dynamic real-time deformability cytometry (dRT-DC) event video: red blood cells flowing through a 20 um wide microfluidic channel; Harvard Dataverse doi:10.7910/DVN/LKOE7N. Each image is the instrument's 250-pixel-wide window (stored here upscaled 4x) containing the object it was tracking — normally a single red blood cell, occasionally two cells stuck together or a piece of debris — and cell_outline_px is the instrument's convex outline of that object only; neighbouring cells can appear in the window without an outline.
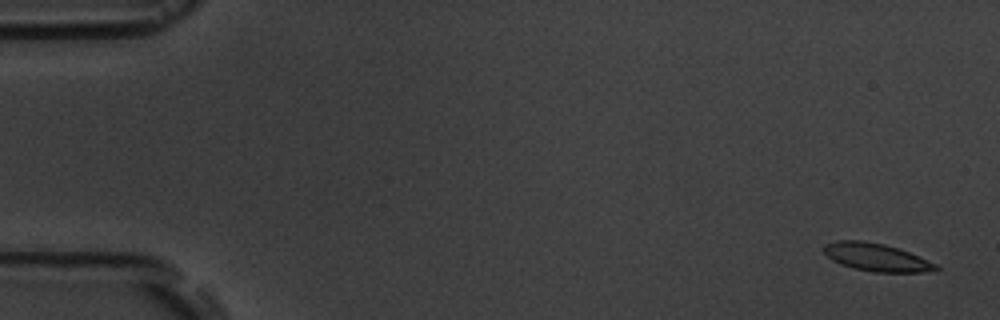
{"species": "common noctule bat (a hibernating species)", "species_latin": "Nyctalus noctula", "temperature_condition": "room temperature", "stored_images_in_passage": 16, "camera_frame_rate_fps": 3000, "um_per_image_px": 0.085, "animal": {"sex": "male", "body_mass_g": 19.5, "forearm_length_mm": 54.6}, "frame": {"image": 1, "passage_image": 1, "time_ms": 0.0, "image_size_px": [1000, 320], "cell_outline_px": [[940, 268], [936, 272], [872, 272], [852, 268], [840, 264], [832, 260], [824, 252], [824, 244], [836, 240], [864, 240], [884, 244], [908, 252], [936, 264]], "centroid_in_image_um": [74.48, 21.87], "position_along_channel_um": 10.5, "area_um2": 18.21}}
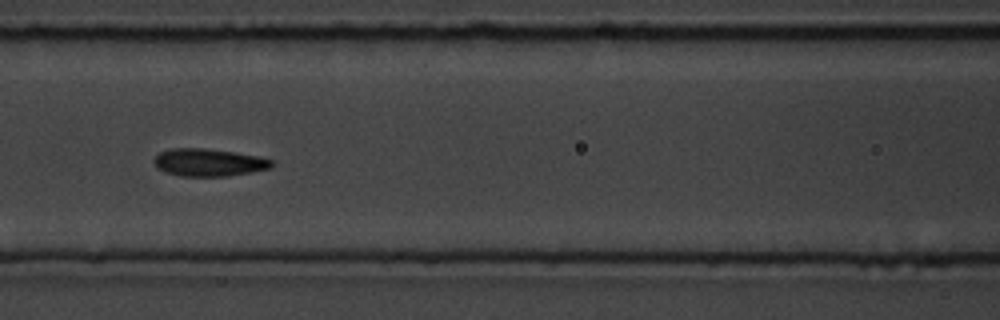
{"frame": {"image": 2, "passage_image": 7, "time_ms": 7.667, "image_size_px": [1000, 320], "cell_outline_px": [[276, 164], [272, 168], [252, 172], [228, 176], [180, 176], [156, 168], [152, 160], [160, 152], [172, 148], [204, 148], [260, 156], [272, 160]], "centroid_in_image_um": [17.77, 13.81], "position_along_channel_um": 148.8, "area_um2": 19.02}}
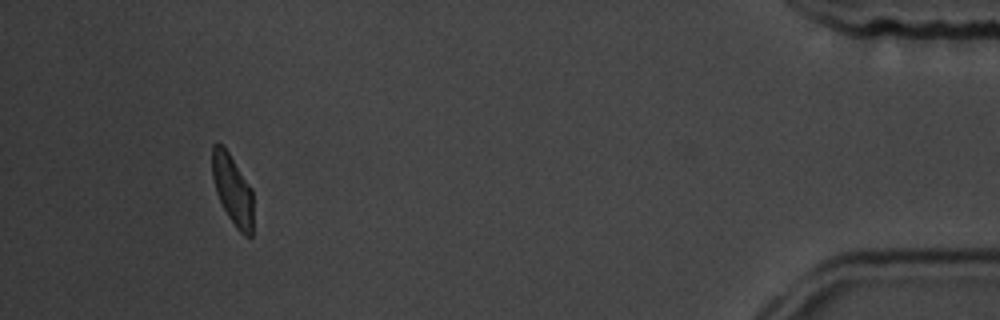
{"frame": {"image": 3, "passage_image": 15, "time_ms": 17.0, "image_size_px": [1000, 320], "cell_outline_px": [[252, 236], [244, 236], [236, 228], [228, 216], [216, 192], [212, 176], [212, 144], [216, 140], [224, 144], [252, 188]], "centroid_in_image_um": [19.75, 16.05], "position_along_channel_um": 415.5, "area_um2": 16.99}, "authors_computed_cell_mechanics": {"area_um2": 18.496, "velocity_mm_per_s": 3.5795, "shape_relaxation_time_tau1_ms": null, "shape_relaxation_time_tau2_ms": 2.1612, "deformation_change_tau1": null, "deformation_change_tau2": 0.0552}}